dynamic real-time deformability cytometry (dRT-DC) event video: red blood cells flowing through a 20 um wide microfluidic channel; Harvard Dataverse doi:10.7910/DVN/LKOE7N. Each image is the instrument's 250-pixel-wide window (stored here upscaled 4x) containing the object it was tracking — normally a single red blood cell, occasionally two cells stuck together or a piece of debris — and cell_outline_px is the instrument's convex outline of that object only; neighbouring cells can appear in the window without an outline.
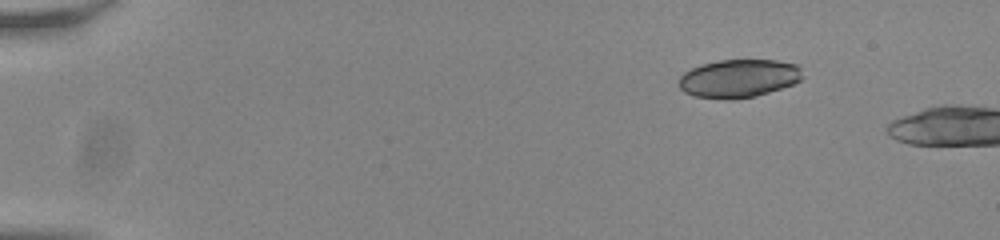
{"species": "common noctule bat (a hibernating species)", "species_latin": "Nyctalus noctula", "temperature_condition": "room temperature", "stored_images_in_passage": 46, "camera_frame_rate_fps": 3000, "um_per_image_px": 0.085, "animal": {"sex": "male", "body_mass_g": 20.0, "forearm_length_mm": 53.3}, "frame": {"image": 1, "passage_image": 1, "time_ms": 0.0, "image_size_px": [1000, 240], "cell_outline_px": [[804, 76], [800, 80], [792, 84], [768, 92], [752, 96], [732, 100], [724, 100], [692, 96], [684, 92], [680, 88], [680, 76], [684, 72], [692, 68], [704, 64], [720, 60], [776, 60], [796, 64], [800, 68]], "centroid_in_image_um": [62.78, 6.67], "position_along_channel_um": 22.2, "area_um2": 27.46}}